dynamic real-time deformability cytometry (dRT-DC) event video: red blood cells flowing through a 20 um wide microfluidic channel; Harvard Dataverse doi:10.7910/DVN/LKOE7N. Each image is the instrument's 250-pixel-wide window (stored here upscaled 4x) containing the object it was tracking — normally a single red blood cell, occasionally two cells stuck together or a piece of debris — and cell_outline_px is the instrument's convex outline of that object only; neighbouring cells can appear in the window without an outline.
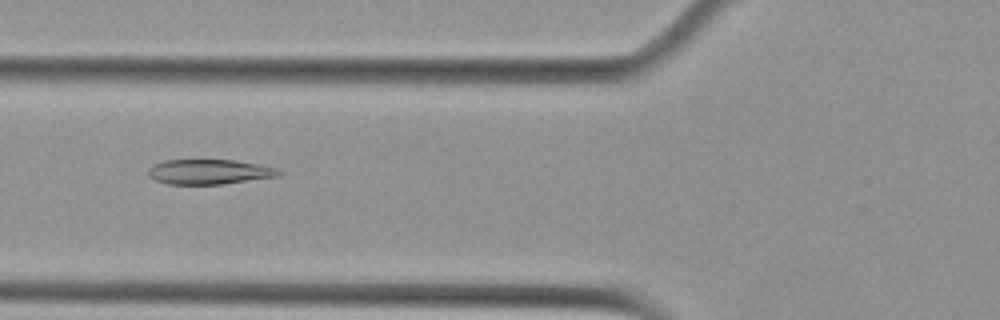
{"species": "Egyptian fruit bat (a non-hibernating species)", "species_latin": "Rousettus aegyptiacus", "temperature_condition": "cold", "stored_images_in_passage": 53, "camera_frame_rate_fps": 3000, "um_per_image_px": 0.085, "animal": {"sex": "female"}, "frame": {"image": 1, "passage_image": 20, "time_ms": 6.333, "image_size_px": [1000, 320], "cell_outline_px": [[284, 172], [280, 176], [224, 184], [168, 184], [156, 180], [148, 176], [148, 168], [152, 164], [164, 160], [236, 160], [280, 168]], "centroid_in_image_um": [17.83, 14.6], "position_along_channel_um": 108.0, "area_um2": 19.25}}
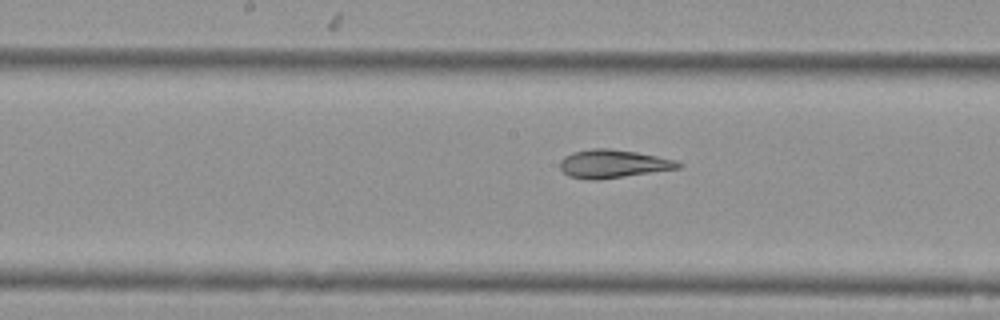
{"frame": {"image": 2, "passage_image": 27, "time_ms": 8.667, "image_size_px": [1000, 320], "cell_outline_px": [[684, 164], [680, 168], [596, 180], [588, 180], [568, 176], [560, 168], [560, 160], [564, 156], [572, 152], [592, 148], [608, 148], [636, 152], [676, 160]], "centroid_in_image_um": [52.09, 13.92], "position_along_channel_um": 196.1, "area_um2": 19.42}}
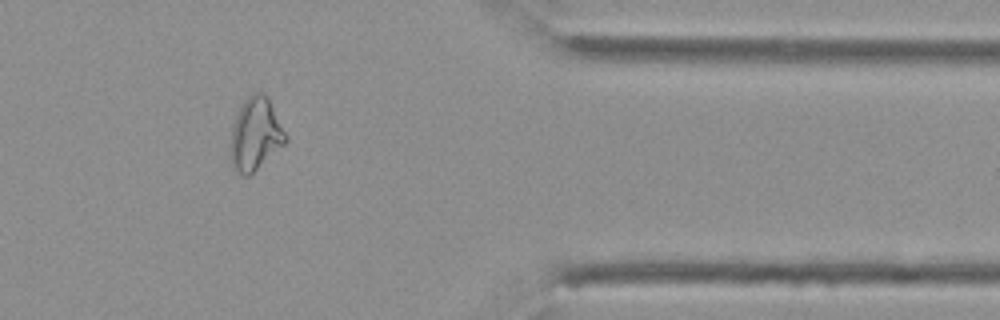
{"frame": {"image": 3, "passage_image": 44, "time_ms": 14.333, "image_size_px": [1000, 320], "cell_outline_px": [[288, 140], [284, 144], [248, 176], [244, 176], [236, 172], [232, 168], [228, 156], [232, 124], [244, 100], [252, 92], [264, 92], [268, 96], [288, 136]], "centroid_in_image_um": [21.68, 11.4], "position_along_channel_um": 389.7, "area_um2": 23.7}, "authors_computed_cell_mechanics": {"area_um2": 22.4264, "velocity_mm_per_s": 3.7717, "shape_relaxation_time_tau1_ms": 8.9333, "shape_relaxation_time_tau2_ms": 2.4283, "deformation_change_tau1": 0.2319, "deformation_change_tau2": 0.069}}